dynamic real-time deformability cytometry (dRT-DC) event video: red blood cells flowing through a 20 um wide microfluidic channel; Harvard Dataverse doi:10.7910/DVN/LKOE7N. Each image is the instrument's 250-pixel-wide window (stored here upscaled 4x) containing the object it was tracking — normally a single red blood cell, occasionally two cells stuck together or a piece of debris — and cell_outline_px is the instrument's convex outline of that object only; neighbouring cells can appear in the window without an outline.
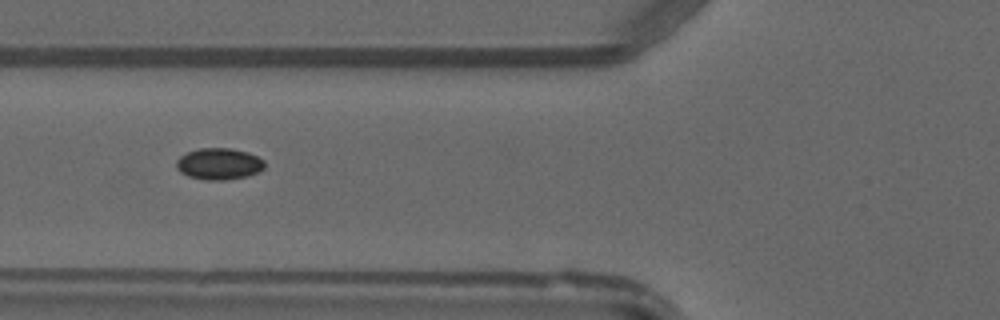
{"species": "common noctule bat (a hibernating species)", "species_latin": "Nyctalus noctula", "temperature_condition": "warm", "stored_images_in_passage": 47, "camera_frame_rate_fps": 3000, "um_per_image_px": 0.085, "animal": {"sex": "male", "forearm_length_mm": 52.5}, "frame": {"image": 1, "passage_image": 18, "time_ms": 5.667, "image_size_px": [1000, 320], "cell_outline_px": [[264, 168], [260, 172], [248, 176], [224, 180], [204, 180], [188, 176], [180, 172], [176, 168], [176, 160], [180, 156], [188, 152], [200, 148], [232, 148], [248, 152], [264, 160]], "centroid_in_image_um": [18.62, 13.93], "position_along_channel_um": 107.2, "area_um2": 16.36}}
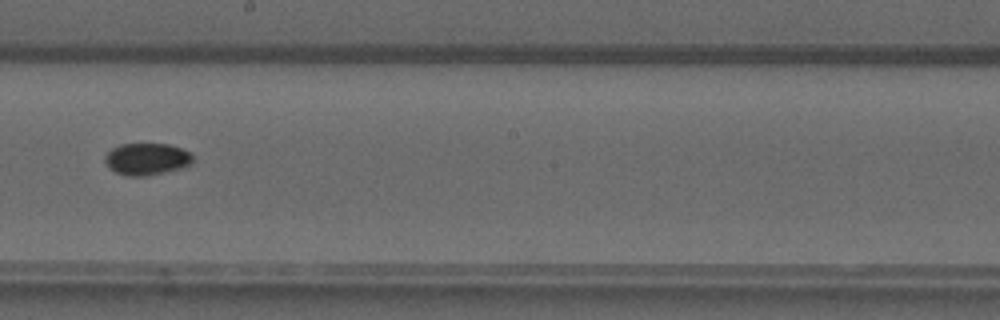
{"frame": {"image": 2, "passage_image": 27, "time_ms": 8.667, "image_size_px": [1000, 320], "cell_outline_px": [[192, 164], [180, 168], [164, 172], [144, 176], [128, 176], [116, 172], [108, 168], [104, 160], [104, 156], [112, 148], [120, 144], [168, 144], [192, 152]], "centroid_in_image_um": [12.46, 13.51], "position_along_channel_um": 235.7, "area_um2": 16.36}}
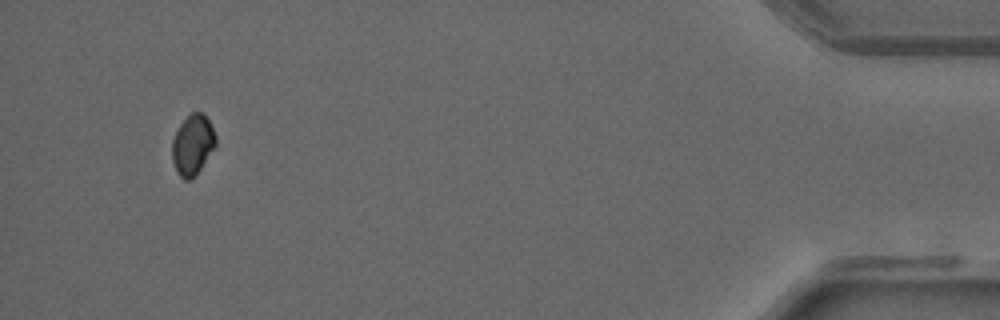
{"frame": {"image": 3, "passage_image": 45, "time_ms": 14.667, "image_size_px": [1000, 320], "cell_outline_px": [[216, 144], [192, 180], [184, 180], [180, 176], [172, 160], [172, 140], [180, 124], [192, 112], [200, 112], [208, 120], [216, 136]], "centroid_in_image_um": [16.36, 12.32], "position_along_channel_um": 418.8, "area_um2": 14.91}}